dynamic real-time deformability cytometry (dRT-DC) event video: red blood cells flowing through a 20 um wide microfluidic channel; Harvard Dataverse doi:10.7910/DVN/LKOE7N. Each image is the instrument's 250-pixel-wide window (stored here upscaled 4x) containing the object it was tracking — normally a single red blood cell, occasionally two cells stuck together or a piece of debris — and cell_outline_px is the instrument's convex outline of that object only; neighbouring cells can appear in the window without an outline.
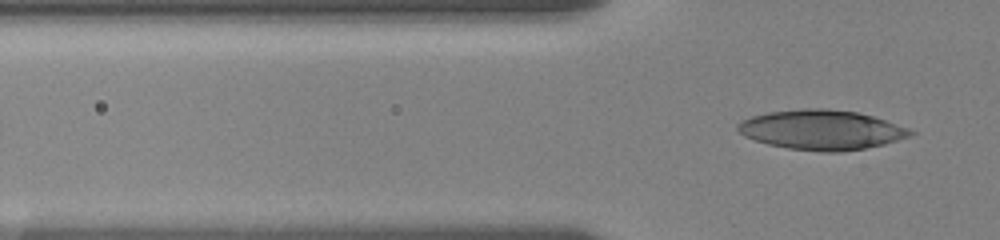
{"species": "human", "species_latin": "Homo sapiens", "temperature_condition": "room temperature", "stored_images_in_passage": 3, "camera_frame_rate_fps": 3000, "um_per_image_px": 0.085, "donor": {"sex": "female"}, "frame": {"image": 1, "passage_image": 3, "time_ms": 2.333, "image_size_px": [1000, 240], "cell_outline_px": [[916, 132], [908, 136], [884, 144], [864, 148], [840, 152], [820, 152], [788, 148], [768, 144], [744, 136], [736, 128], [736, 124], [752, 116], [768, 112], [800, 108], [824, 108], [856, 112], [872, 116], [908, 128]], "centroid_in_image_um": [69.8, 11.03], "position_along_channel_um": 56.0, "area_um2": 39.71}}